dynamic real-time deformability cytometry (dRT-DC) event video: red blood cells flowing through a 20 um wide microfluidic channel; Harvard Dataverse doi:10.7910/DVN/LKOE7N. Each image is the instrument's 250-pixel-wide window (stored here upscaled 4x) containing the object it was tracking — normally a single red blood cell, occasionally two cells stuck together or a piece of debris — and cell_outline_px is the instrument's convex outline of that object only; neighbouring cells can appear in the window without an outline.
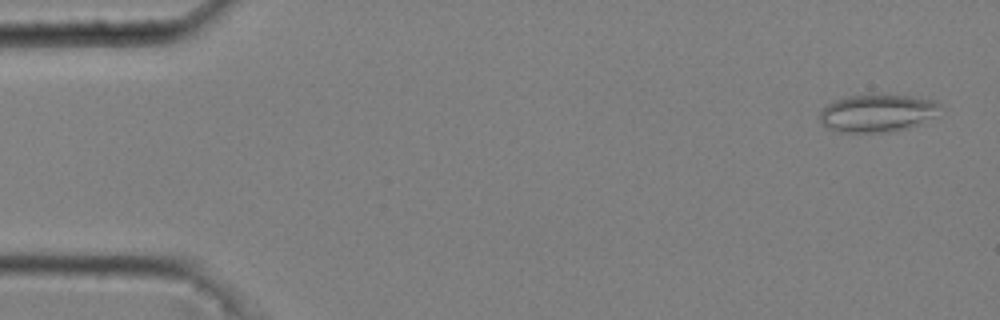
{"species": "common noctule bat (a hibernating species)", "species_latin": "Nyctalus noctula", "temperature_condition": "cold", "stored_images_in_passage": 49, "camera_frame_rate_fps": 3000, "um_per_image_px": 0.085, "animal": {"sex": "male", "body_mass_g": 20.4}, "frame": {"image": 1, "passage_image": 2, "time_ms": 0.333, "image_size_px": [1000, 320], "cell_outline_px": [[940, 104], [932, 116], [920, 124], [908, 128], [888, 132], [840, 132], [828, 128], [820, 120], [820, 112], [832, 100], [848, 96], [884, 92], [936, 100]], "centroid_in_image_um": [74.55, 9.57], "position_along_channel_um": 10.5, "area_um2": 26.7}}
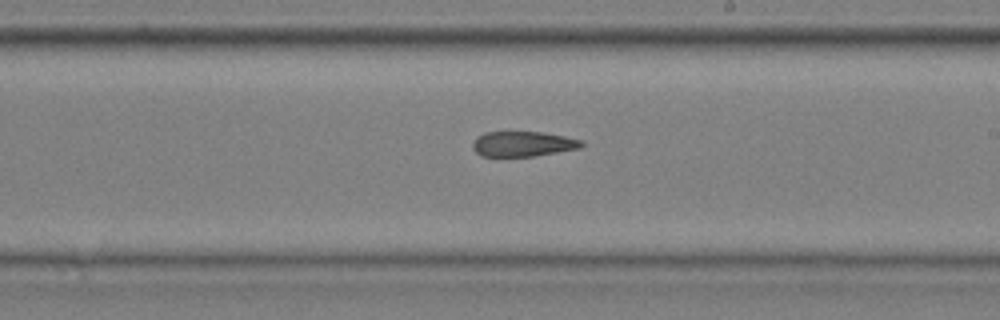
{"frame": {"image": 2, "passage_image": 31, "time_ms": 10.0, "image_size_px": [1000, 320], "cell_outline_px": [[584, 144], [580, 148], [532, 156], [480, 156], [472, 148], [472, 144], [476, 136], [484, 132], [544, 132], [564, 136], [580, 140]], "centroid_in_image_um": [44.4, 12.22], "position_along_channel_um": 244.6, "area_um2": 15.9}}
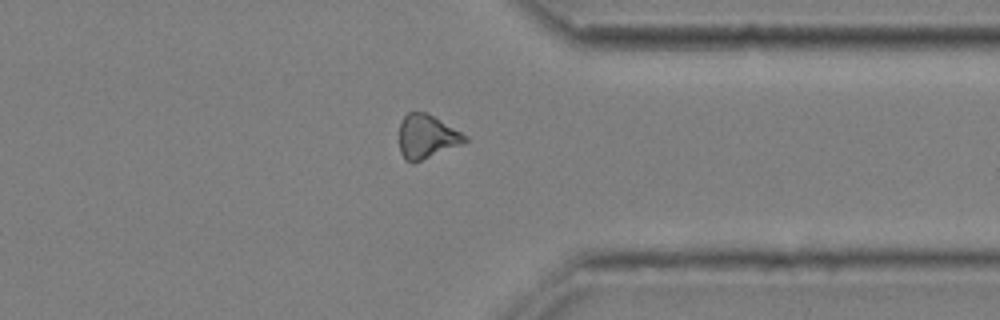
{"frame": {"image": 3, "passage_image": 42, "time_ms": 13.667, "image_size_px": [1000, 320], "cell_outline_px": [[468, 140], [464, 144], [412, 164], [404, 160], [400, 152], [400, 124], [404, 116], [408, 112], [428, 112], [468, 136]], "centroid_in_image_um": [36.29, 11.62], "position_along_channel_um": 375.1, "area_um2": 17.05}, "authors_computed_cell_mechanics": {"area_um2": 17.5134, "velocity_mm_per_s": 3.6699, "shape_relaxation_time_tau1_ms": null, "shape_relaxation_time_tau2_ms": 6.3253, "deformation_change_tau1": null, "deformation_change_tau2": 0.1631}}